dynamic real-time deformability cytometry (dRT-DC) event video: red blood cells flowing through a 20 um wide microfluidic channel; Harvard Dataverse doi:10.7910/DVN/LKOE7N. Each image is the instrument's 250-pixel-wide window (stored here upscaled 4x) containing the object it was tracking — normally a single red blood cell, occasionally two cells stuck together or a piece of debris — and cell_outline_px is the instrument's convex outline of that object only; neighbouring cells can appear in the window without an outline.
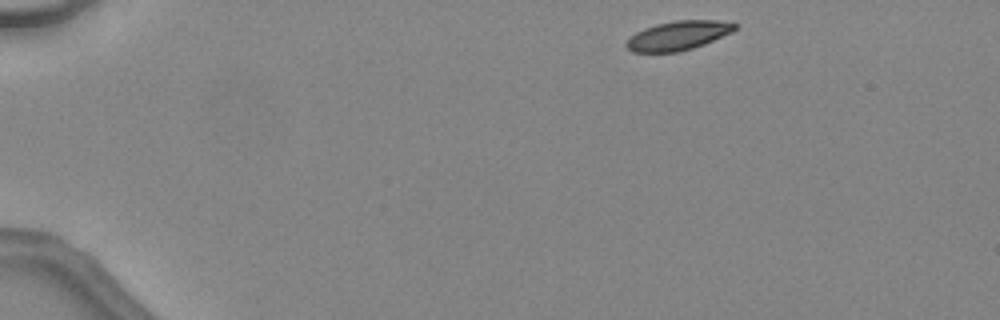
{"species": "common noctule bat (a hibernating species)", "species_latin": "Nyctalus noctula", "temperature_condition": "warm", "stored_images_in_passage": 40, "camera_frame_rate_fps": 3000, "um_per_image_px": 0.085, "animal": {"sex": "female", "body_mass_g": 24.6, "forearm_length_mm": 56.2}, "frame": {"image": 1, "passage_image": 1, "time_ms": 0.0, "image_size_px": [1000, 320], "cell_outline_px": [[736, 28], [732, 32], [704, 44], [680, 52], [632, 52], [624, 44], [636, 32], [644, 28], [656, 24], [676, 20], [716, 20], [736, 24]], "centroid_in_image_um": [57.63, 3.02], "position_along_channel_um": 27.4, "area_um2": 18.26}}
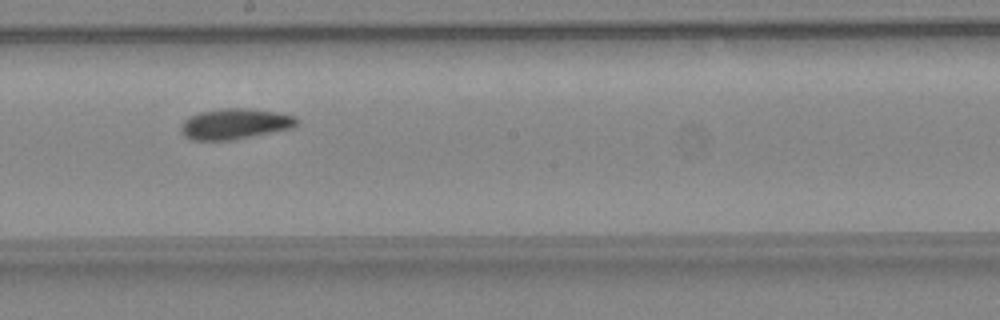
{"frame": {"image": 2, "passage_image": 21, "time_ms": 6.667, "image_size_px": [1000, 320], "cell_outline_px": [[300, 120], [292, 128], [232, 140], [192, 140], [184, 136], [180, 132], [180, 124], [188, 116], [200, 112], [224, 108], [248, 108], [276, 112], [296, 116]], "centroid_in_image_um": [19.94, 10.53], "position_along_channel_um": 228.3, "area_um2": 20.81}}
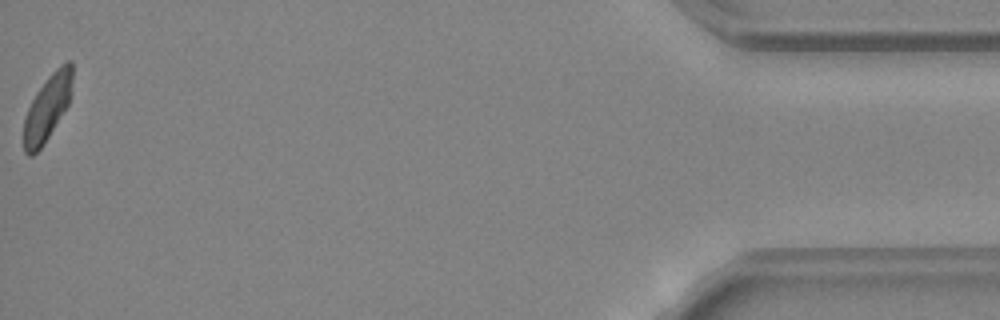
{"frame": {"image": 3, "passage_image": 40, "time_ms": 13.0, "image_size_px": [1000, 320], "cell_outline_px": [[72, 80], [68, 104], [44, 144], [32, 156], [28, 156], [24, 152], [24, 120], [28, 108], [36, 92], [48, 76], [60, 64], [68, 60], [72, 60]], "centroid_in_image_um": [4.02, 9.14], "position_along_channel_um": 431.2, "area_um2": 18.38}, "authors_computed_cell_mechanics": {"area_um2": 19.5075, "velocity_mm_per_s": 4.5307, "shape_relaxation_time_tau1_ms": 9.3709, "shape_relaxation_time_tau2_ms": 3.2267, "deformation_change_tau1": 0.2031, "deformation_change_tau2": 0.0769}}